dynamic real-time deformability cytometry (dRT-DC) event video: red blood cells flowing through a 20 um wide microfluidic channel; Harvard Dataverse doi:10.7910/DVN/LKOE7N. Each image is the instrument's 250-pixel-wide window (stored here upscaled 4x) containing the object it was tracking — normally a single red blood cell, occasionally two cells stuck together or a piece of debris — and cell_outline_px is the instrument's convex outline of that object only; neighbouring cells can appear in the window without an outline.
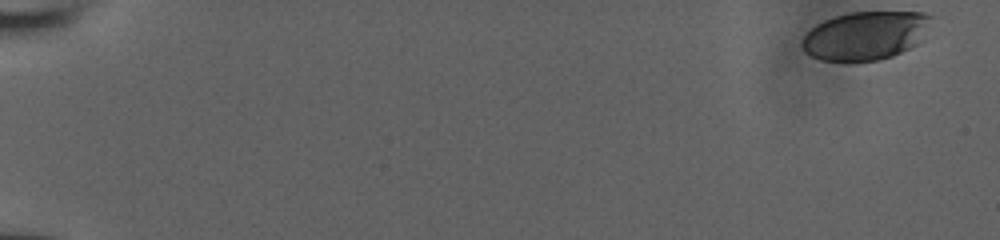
{"species": "human", "species_latin": "Homo sapiens", "temperature_condition": "room temperature", "stored_images_in_passage": 47, "camera_frame_rate_fps": 3000, "um_per_image_px": 0.085, "donor": {"sex": "male"}, "frame": {"image": 1, "passage_image": 1, "time_ms": 0.0, "image_size_px": [1000, 240], "cell_outline_px": [[932, 16], [916, 44], [892, 56], [880, 60], [848, 64], [820, 60], [804, 52], [804, 36], [816, 24], [824, 20], [836, 16], [852, 12], [924, 12]], "centroid_in_image_um": [73.5, 3.06], "position_along_channel_um": 11.5, "area_um2": 36.41}}
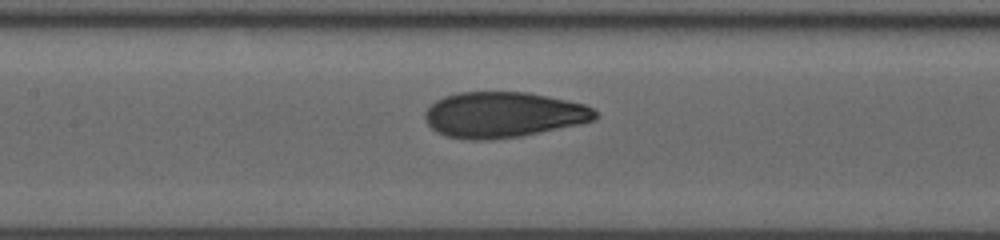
{"frame": {"image": 2, "passage_image": 27, "time_ms": 8.667, "image_size_px": [1000, 240], "cell_outline_px": [[596, 120], [520, 136], [492, 140], [472, 140], [448, 136], [436, 132], [424, 120], [424, 112], [436, 100], [444, 96], [460, 92], [528, 92], [584, 104], [592, 108], [596, 112]], "centroid_in_image_um": [42.74, 9.75], "position_along_channel_um": 164.7, "area_um2": 45.03}}
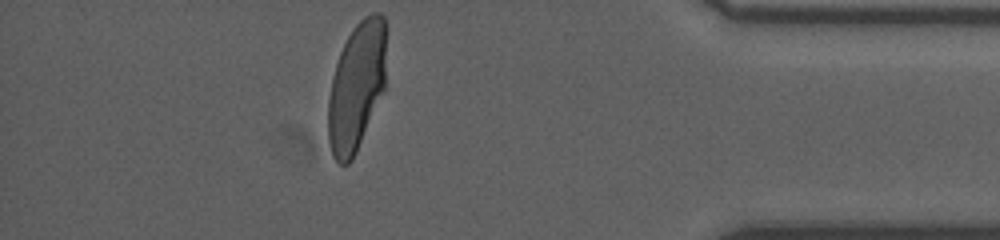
{"frame": {"image": 3, "passage_image": 47, "time_ms": 15.333, "image_size_px": [1000, 240], "cell_outline_px": [[384, 92], [356, 152], [352, 160], [348, 164], [340, 164], [332, 156], [328, 140], [328, 100], [332, 76], [340, 52], [352, 28], [364, 16], [372, 12], [380, 12], [384, 16]], "centroid_in_image_um": [30.28, 7.38], "position_along_channel_um": 404.9, "area_um2": 43.35}}